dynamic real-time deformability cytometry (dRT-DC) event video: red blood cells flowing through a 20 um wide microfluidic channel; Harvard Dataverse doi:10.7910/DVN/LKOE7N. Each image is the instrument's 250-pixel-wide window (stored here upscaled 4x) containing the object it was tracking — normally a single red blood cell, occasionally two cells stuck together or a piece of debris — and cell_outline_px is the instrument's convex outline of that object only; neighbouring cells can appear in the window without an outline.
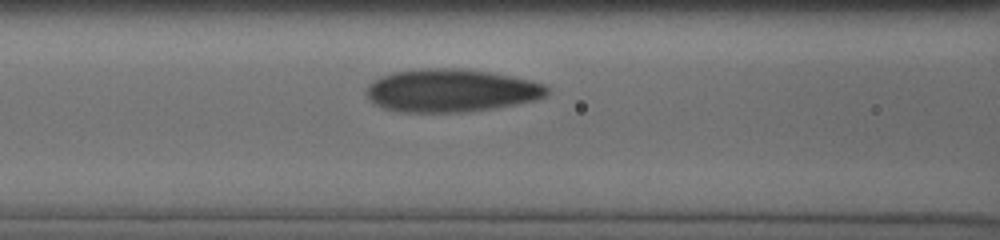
{"species": "human", "species_latin": "Homo sapiens", "temperature_condition": "cold", "stored_images_in_passage": 15, "segment_of_instrument_passage": [1, 2], "camera_frame_rate_fps": 3000, "um_per_image_px": 0.085, "donor": {"sex": "male"}, "frame": {"image": 1, "passage_image": 7, "time_ms": 3.667, "image_size_px": [1000, 240], "cell_outline_px": [[548, 92], [544, 96], [536, 100], [496, 108], [464, 112], [400, 112], [384, 108], [372, 104], [364, 92], [368, 84], [372, 80], [380, 76], [392, 72], [428, 68], [460, 68], [488, 72], [512, 76], [544, 84], [548, 88]], "centroid_in_image_um": [38.28, 7.7], "position_along_channel_um": 128.3, "area_um2": 45.49}}
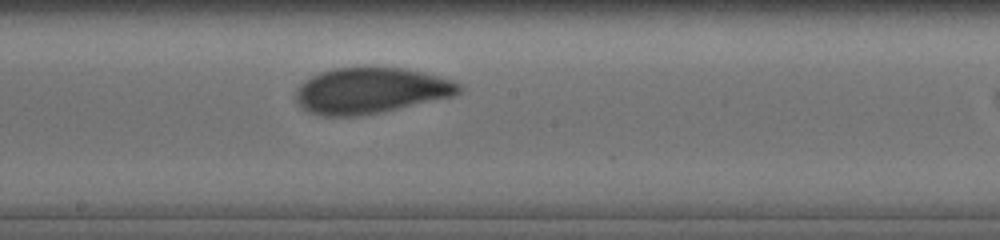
{"frame": {"image": 2, "passage_image": 12, "time_ms": 6.0, "image_size_px": [1000, 240], "cell_outline_px": [[464, 88], [460, 92], [452, 96], [376, 112], [356, 116], [324, 116], [308, 112], [296, 104], [296, 88], [304, 80], [320, 72], [332, 68], [400, 68], [424, 72], [452, 80], [460, 84]], "centroid_in_image_um": [31.45, 7.69], "position_along_channel_um": 216.8, "area_um2": 43.12}}
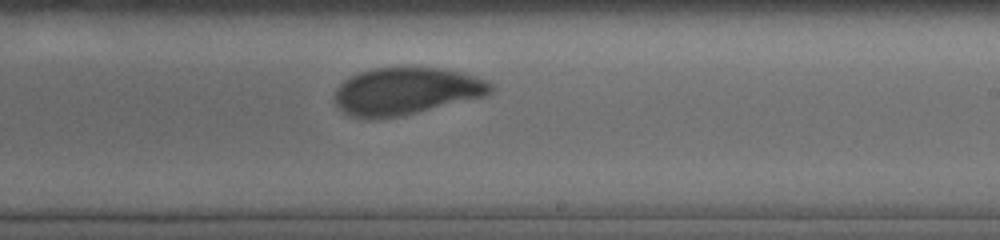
{"frame": {"image": 3, "passage_image": 14, "time_ms": 7.0, "image_size_px": [1000, 240], "cell_outline_px": [[492, 92], [484, 96], [400, 116], [376, 120], [368, 120], [352, 116], [344, 112], [336, 104], [332, 96], [336, 88], [344, 80], [360, 72], [376, 68], [440, 68], [460, 72], [476, 76], [492, 84]], "centroid_in_image_um": [34.46, 7.76], "position_along_channel_um": 254.5, "area_um2": 42.77}}